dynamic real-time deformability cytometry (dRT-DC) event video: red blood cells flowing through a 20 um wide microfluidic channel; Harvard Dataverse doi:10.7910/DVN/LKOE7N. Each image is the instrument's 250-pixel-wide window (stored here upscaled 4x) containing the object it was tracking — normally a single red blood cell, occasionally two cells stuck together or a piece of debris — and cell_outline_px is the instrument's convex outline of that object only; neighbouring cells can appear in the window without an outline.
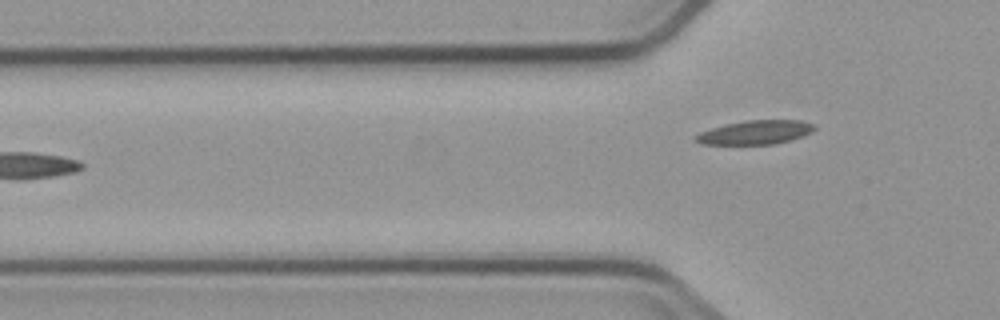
{"species": "common noctule bat (a hibernating species)", "species_latin": "Nyctalus noctula", "temperature_condition": "cold", "stored_images_in_passage": 4, "camera_frame_rate_fps": 3000, "um_per_image_px": 0.085, "animal": {"sex": "male", "body_mass_g": 23.1, "forearm_length_mm": 52.7}, "frame": {"image": 1, "passage_image": 4, "time_ms": 3.667, "image_size_px": [1000, 320], "cell_outline_px": [[816, 128], [812, 132], [804, 136], [776, 144], [700, 144], [692, 140], [692, 136], [700, 132], [724, 124], [744, 120], [800, 120], [816, 124]], "centroid_in_image_um": [64.19, 11.25], "position_along_channel_um": 61.6, "area_um2": 16.88}}